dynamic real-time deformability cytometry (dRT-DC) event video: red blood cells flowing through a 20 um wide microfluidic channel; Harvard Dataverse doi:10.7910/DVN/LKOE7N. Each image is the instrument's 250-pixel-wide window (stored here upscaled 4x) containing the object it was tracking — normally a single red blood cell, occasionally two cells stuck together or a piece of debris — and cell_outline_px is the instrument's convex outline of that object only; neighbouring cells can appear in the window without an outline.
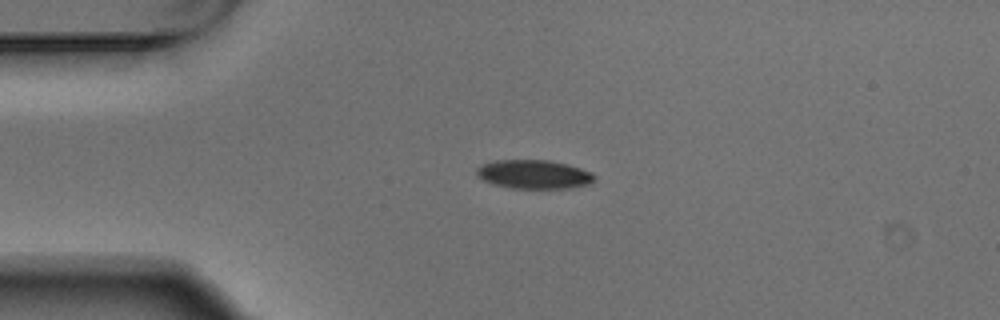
{"species": "Egyptian fruit bat (a non-hibernating species)", "species_latin": "Rousettus aegyptiacus", "temperature_condition": "warm", "stored_images_in_passage": 2, "camera_frame_rate_fps": 3000, "um_per_image_px": 0.085, "animal": {"sex": "male"}, "frame": {"image": 1, "passage_image": 1, "time_ms": 0.0, "image_size_px": [1000, 320], "cell_outline_px": [[596, 180], [588, 184], [572, 188], [512, 188], [492, 184], [476, 176], [476, 168], [480, 164], [496, 160], [548, 160], [568, 164], [592, 172], [596, 176]], "centroid_in_image_um": [45.38, 14.81], "position_along_channel_um": 39.6, "area_um2": 20.0}}